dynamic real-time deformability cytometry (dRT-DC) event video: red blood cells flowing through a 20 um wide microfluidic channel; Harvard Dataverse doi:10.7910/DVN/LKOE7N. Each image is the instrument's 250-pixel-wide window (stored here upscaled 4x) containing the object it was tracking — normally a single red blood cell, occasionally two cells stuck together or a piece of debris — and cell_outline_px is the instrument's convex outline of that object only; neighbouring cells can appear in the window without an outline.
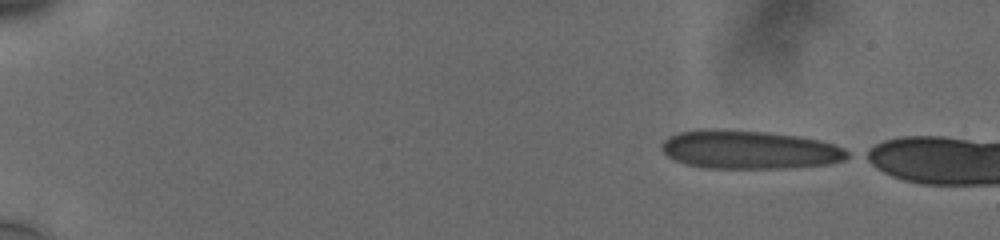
{"species": "human", "species_latin": "Homo sapiens", "temperature_condition": "cold", "stored_images_in_passage": 8, "camera_frame_rate_fps": 3000, "um_per_image_px": 0.085, "donor": {"sex": "male"}, "frame": {"image": 1, "passage_image": 1, "time_ms": 0.0, "image_size_px": [1000, 240], "cell_outline_px": [[852, 156], [844, 160], [828, 164], [784, 168], [708, 168], [688, 164], [676, 160], [668, 156], [660, 148], [660, 144], [668, 136], [680, 132], [700, 128], [724, 128], [768, 132], [796, 136], [820, 140], [844, 148], [852, 152]], "centroid_in_image_um": [63.69, 12.7], "position_along_channel_um": 21.3, "area_um2": 42.14}}